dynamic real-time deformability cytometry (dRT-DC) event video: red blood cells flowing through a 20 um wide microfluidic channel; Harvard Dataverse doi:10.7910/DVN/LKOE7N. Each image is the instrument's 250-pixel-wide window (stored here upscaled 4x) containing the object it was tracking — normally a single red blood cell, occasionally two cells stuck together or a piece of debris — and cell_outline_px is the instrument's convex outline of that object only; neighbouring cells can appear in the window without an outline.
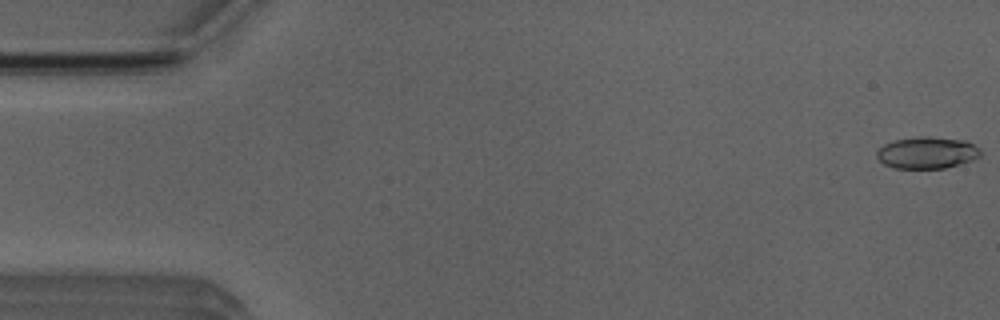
{"species": "Egyptian fruit bat (a non-hibernating species)", "species_latin": "Rousettus aegyptiacus", "temperature_condition": "room temperature", "stored_images_in_passage": 5, "camera_frame_rate_fps": 3000, "um_per_image_px": 0.085, "animal": {"sex": "male"}, "frame": {"image": 1, "passage_image": 1, "time_ms": 0.0, "image_size_px": [1000, 320], "cell_outline_px": [[980, 156], [972, 160], [960, 164], [944, 168], [892, 168], [884, 164], [876, 156], [876, 152], [884, 144], [896, 140], [920, 136], [928, 136], [964, 140], [980, 148]], "centroid_in_image_um": [78.79, 12.98], "position_along_channel_um": 6.2, "area_um2": 19.13}}
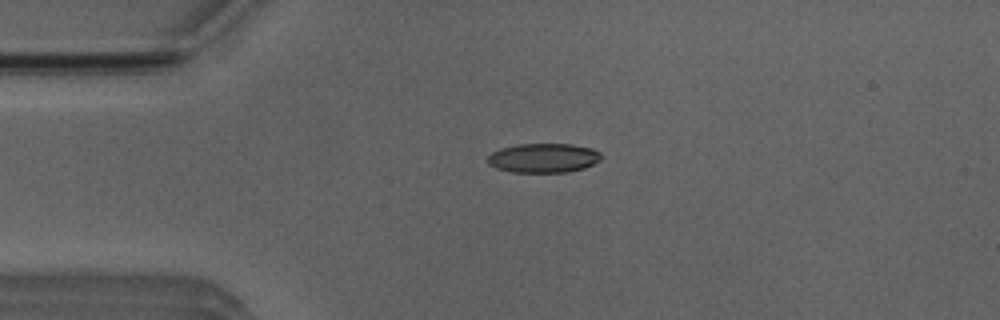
{"frame": {"image": 2, "passage_image": 4, "time_ms": 3.667, "image_size_px": [1000, 320], "cell_outline_px": [[600, 160], [584, 168], [568, 172], [508, 172], [496, 168], [488, 164], [488, 156], [492, 152], [500, 148], [520, 144], [572, 144], [592, 148], [600, 152]], "centroid_in_image_um": [46.18, 13.43], "position_along_channel_um": 38.8, "area_um2": 19.42}}